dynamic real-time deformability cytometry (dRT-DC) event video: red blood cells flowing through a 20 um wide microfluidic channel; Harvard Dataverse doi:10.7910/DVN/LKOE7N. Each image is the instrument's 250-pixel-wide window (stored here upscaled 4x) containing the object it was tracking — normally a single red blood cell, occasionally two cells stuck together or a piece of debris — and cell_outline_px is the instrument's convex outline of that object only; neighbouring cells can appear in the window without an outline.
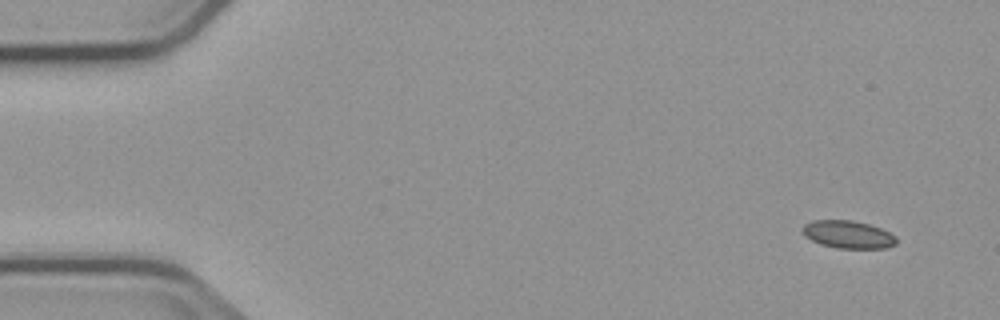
{"species": "common noctule bat (a hibernating species)", "species_latin": "Nyctalus noctula", "temperature_condition": "cold", "stored_images_in_passage": 5, "camera_frame_rate_fps": 3000, "um_per_image_px": 0.085, "animal": {"sex": "male", "body_mass_g": 23.1, "forearm_length_mm": 52.7}, "frame": {"image": 1, "passage_image": 1, "time_ms": 0.0, "image_size_px": [1000, 320], "cell_outline_px": [[896, 244], [888, 248], [836, 248], [820, 244], [804, 236], [800, 228], [804, 224], [812, 220], [852, 220], [868, 224], [880, 228], [896, 236]], "centroid_in_image_um": [72.05, 19.93], "position_along_channel_um": 12.9, "area_um2": 15.26}}